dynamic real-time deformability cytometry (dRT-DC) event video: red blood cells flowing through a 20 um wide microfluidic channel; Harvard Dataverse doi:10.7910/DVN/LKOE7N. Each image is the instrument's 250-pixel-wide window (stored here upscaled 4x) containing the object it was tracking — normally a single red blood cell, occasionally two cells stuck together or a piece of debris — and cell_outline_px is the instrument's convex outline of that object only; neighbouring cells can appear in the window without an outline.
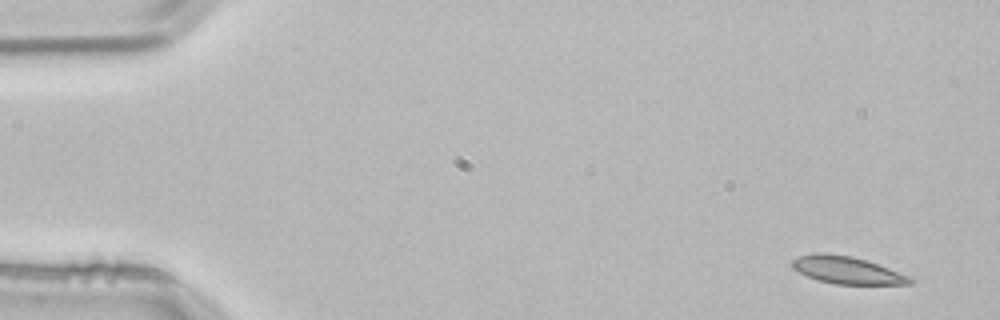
{"species": "common noctule bat (a hibernating species)", "species_latin": "Nyctalus noctula", "temperature_condition": "room temperature", "stored_images_in_passage": 4, "segment_of_instrument_passage": [2, 2], "camera_frame_rate_fps": 3000, "um_per_image_px": 0.085, "animal": {"sex": "male", "body_mass_g": 21.5, "forearm_length_mm": 52.0}, "frame": {"image": 1, "passage_image": 4, "time_ms": 1.0, "image_size_px": [1000, 320], "cell_outline_px": [[916, 280], [912, 284], [836, 284], [820, 280], [808, 276], [792, 268], [792, 260], [800, 256], [816, 252], [824, 252], [852, 256], [868, 260], [908, 276]], "centroid_in_image_um": [72.01, 22.95], "position_along_channel_um": 13.0, "area_um2": 18.67}}